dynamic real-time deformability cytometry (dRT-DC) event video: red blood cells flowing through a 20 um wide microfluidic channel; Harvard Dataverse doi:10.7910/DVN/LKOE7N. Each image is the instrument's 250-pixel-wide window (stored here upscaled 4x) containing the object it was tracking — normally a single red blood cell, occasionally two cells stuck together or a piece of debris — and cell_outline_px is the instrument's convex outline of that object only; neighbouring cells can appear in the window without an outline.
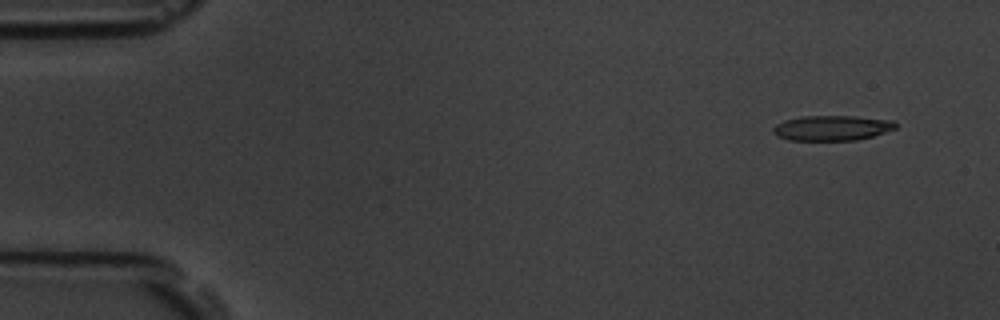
{"species": "common noctule bat (a hibernating species)", "species_latin": "Nyctalus noctula", "temperature_condition": "room temperature", "stored_images_in_passage": 4, "segment_of_instrument_passage": [1, 2], "camera_frame_rate_fps": 3000, "um_per_image_px": 0.085, "animal": {"sex": "male", "body_mass_g": 19.5, "forearm_length_mm": 54.6}, "frame": {"image": 1, "passage_image": 1, "time_ms": 0.0, "image_size_px": [1000, 320], "cell_outline_px": [[896, 128], [872, 136], [856, 140], [788, 140], [776, 136], [772, 132], [772, 128], [776, 124], [784, 120], [800, 116], [856, 116], [892, 120], [896, 124]], "centroid_in_image_um": [70.66, 10.87], "position_along_channel_um": 14.3, "area_um2": 17.98}}